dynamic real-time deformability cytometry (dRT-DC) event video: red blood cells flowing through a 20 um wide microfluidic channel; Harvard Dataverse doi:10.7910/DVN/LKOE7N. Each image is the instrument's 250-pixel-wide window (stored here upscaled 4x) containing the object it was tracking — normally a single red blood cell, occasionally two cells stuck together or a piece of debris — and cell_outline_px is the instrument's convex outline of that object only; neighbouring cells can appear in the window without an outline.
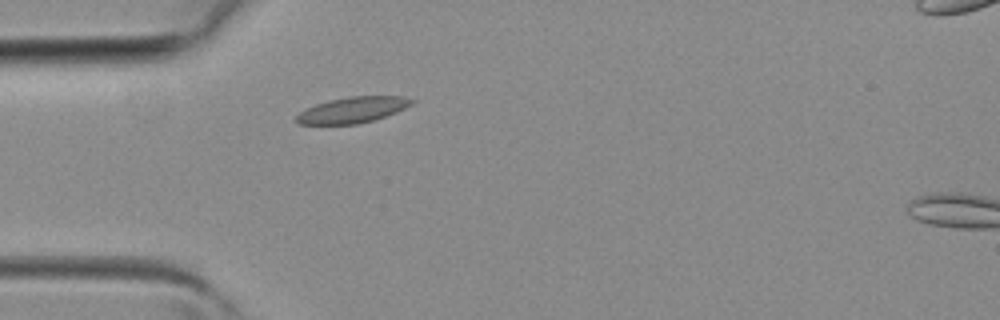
{"species": "common noctule bat (a hibernating species)", "species_latin": "Nyctalus noctula", "temperature_condition": "room temperature", "stored_images_in_passage": 30, "camera_frame_rate_fps": 3000, "um_per_image_px": 0.085, "animal": {"sex": "female", "body_mass_g": 19.3, "forearm_length_mm": 54.1}, "frame": {"image": 1, "passage_image": 1, "time_ms": 0.0, "image_size_px": [1000, 320], "cell_outline_px": [[416, 100], [412, 104], [396, 112], [372, 120], [356, 124], [300, 124], [296, 120], [296, 116], [300, 112], [316, 104], [328, 100], [348, 96], [404, 96]], "centroid_in_image_um": [29.99, 9.33], "position_along_channel_um": 55.0, "area_um2": 17.22}}
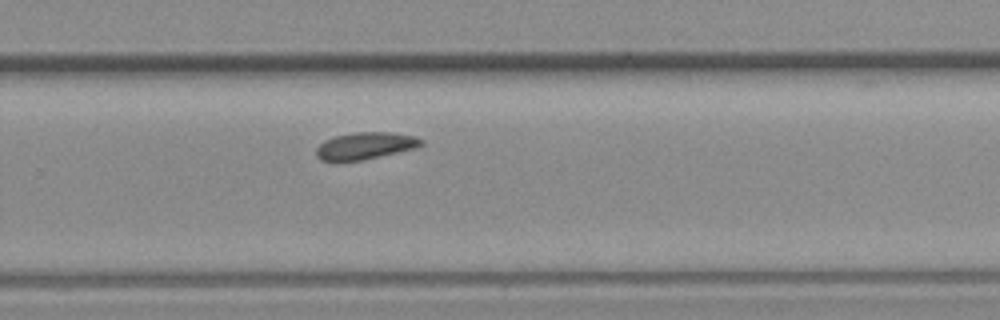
{"frame": {"image": 2, "passage_image": 16, "time_ms": 5.0, "image_size_px": [1000, 320], "cell_outline_px": [[424, 144], [416, 148], [364, 160], [336, 164], [320, 160], [316, 156], [316, 148], [324, 140], [336, 136], [356, 132], [392, 132], [416, 136], [424, 140]], "centroid_in_image_um": [31.01, 12.43], "position_along_channel_um": 298.8, "area_um2": 17.17}}
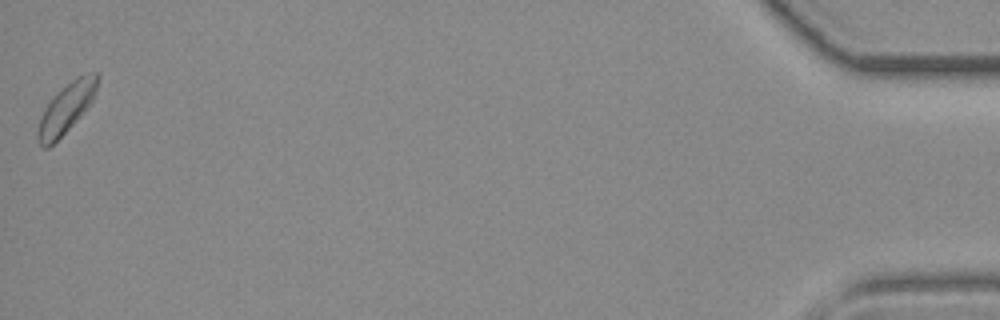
{"frame": {"image": 3, "passage_image": 30, "time_ms": 9.667, "image_size_px": [1000, 320], "cell_outline_px": [[100, 76], [92, 100], [80, 116], [48, 148], [44, 148], [40, 144], [36, 136], [36, 132], [40, 116], [44, 108], [72, 80], [88, 72], [100, 72]], "centroid_in_image_um": [5.63, 9.19], "position_along_channel_um": 429.6, "area_um2": 16.65}}